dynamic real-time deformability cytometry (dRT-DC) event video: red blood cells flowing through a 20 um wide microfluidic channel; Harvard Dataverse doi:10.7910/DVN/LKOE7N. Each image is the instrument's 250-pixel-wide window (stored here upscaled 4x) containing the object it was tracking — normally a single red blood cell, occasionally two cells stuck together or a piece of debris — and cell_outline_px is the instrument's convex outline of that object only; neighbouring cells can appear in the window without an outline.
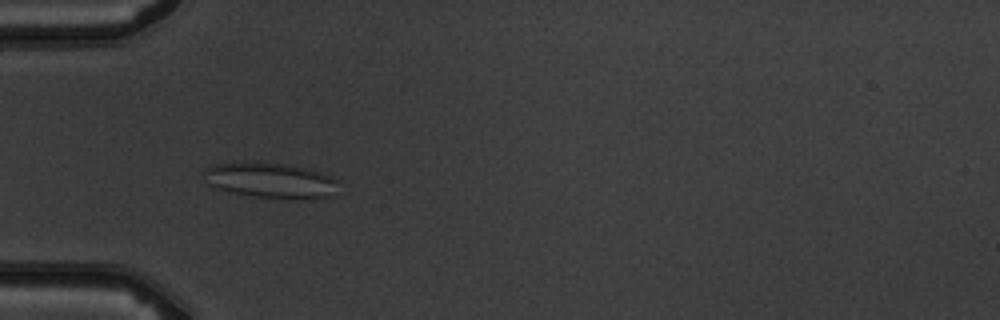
{"species": "common noctule bat (a hibernating species)", "species_latin": "Nyctalus noctula", "temperature_condition": "warm", "stored_images_in_passage": 5, "camera_frame_rate_fps": 3000, "um_per_image_px": 0.085, "animal": {"sex": "male", "body_mass_g": 19.5, "forearm_length_mm": 54.6}, "frame": {"image": 1, "passage_image": 4, "time_ms": 3.667, "image_size_px": [1000, 320], "cell_outline_px": [[336, 180], [332, 196], [312, 200], [296, 200], [256, 196], [232, 192], [212, 188], [208, 184], [200, 172], [204, 168], [212, 164], [256, 160], [284, 164], [304, 168], [320, 172], [332, 176]], "centroid_in_image_um": [22.91, 15.32], "position_along_channel_um": 62.1, "area_um2": 28.5}}
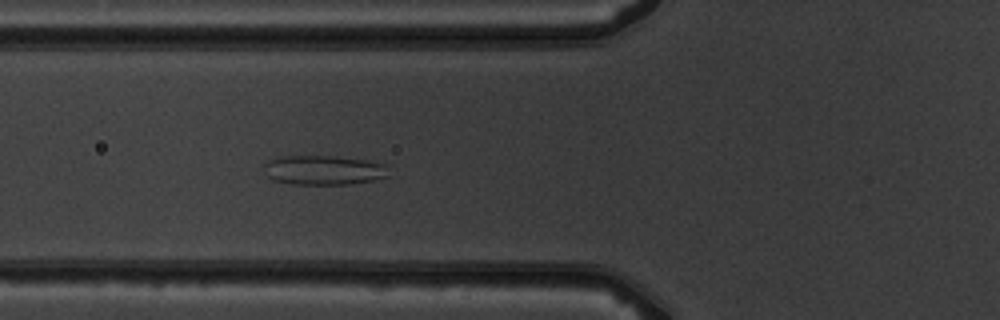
{"frame": {"image": 2, "passage_image": 5, "time_ms": 4.667, "image_size_px": [1000, 320], "cell_outline_px": [[392, 164], [388, 176], [372, 180], [348, 184], [292, 184], [272, 180], [268, 176], [264, 164], [268, 160], [280, 156], [332, 156], [364, 160]], "centroid_in_image_um": [27.57, 14.45], "position_along_channel_um": 98.2, "area_um2": 21.56}}